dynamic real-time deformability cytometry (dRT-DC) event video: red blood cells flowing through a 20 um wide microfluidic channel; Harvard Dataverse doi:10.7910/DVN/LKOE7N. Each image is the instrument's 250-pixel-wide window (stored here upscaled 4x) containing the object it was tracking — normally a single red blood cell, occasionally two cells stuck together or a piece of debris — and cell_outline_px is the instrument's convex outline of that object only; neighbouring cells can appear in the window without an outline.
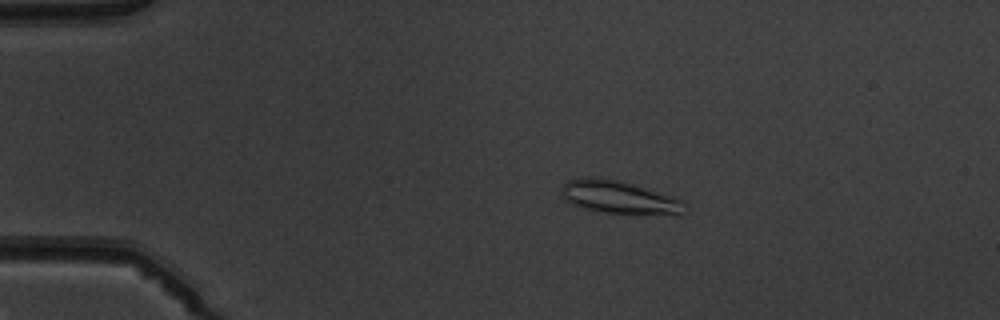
{"species": "common noctule bat (a hibernating species)", "species_latin": "Nyctalus noctula", "temperature_condition": "warm", "stored_images_in_passage": 5, "camera_frame_rate_fps": 3000, "um_per_image_px": 0.085, "animal": {"sex": "male", "body_mass_g": 19.5, "forearm_length_mm": 54.6}, "frame": {"image": 1, "passage_image": 4, "time_ms": 3.333, "image_size_px": [1000, 320], "cell_outline_px": [[684, 200], [680, 212], [600, 212], [580, 208], [564, 200], [564, 184], [568, 180], [580, 176], [596, 176], [620, 180], [672, 196]], "centroid_in_image_um": [52.46, 16.69], "position_along_channel_um": 32.5, "area_um2": 22.72}}